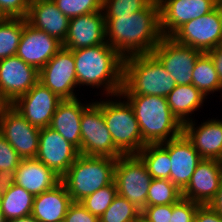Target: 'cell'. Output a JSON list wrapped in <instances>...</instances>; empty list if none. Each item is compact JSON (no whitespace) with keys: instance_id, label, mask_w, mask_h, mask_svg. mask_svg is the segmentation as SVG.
<instances>
[{"instance_id":"8d00e7d4","label":"cell","mask_w":222,"mask_h":222,"mask_svg":"<svg viewBox=\"0 0 222 222\" xmlns=\"http://www.w3.org/2000/svg\"><path fill=\"white\" fill-rule=\"evenodd\" d=\"M30 0H0V17L26 18Z\"/></svg>"},{"instance_id":"f546056e","label":"cell","mask_w":222,"mask_h":222,"mask_svg":"<svg viewBox=\"0 0 222 222\" xmlns=\"http://www.w3.org/2000/svg\"><path fill=\"white\" fill-rule=\"evenodd\" d=\"M24 26L25 18L0 17V60L16 55Z\"/></svg>"},{"instance_id":"9c48e42d","label":"cell","mask_w":222,"mask_h":222,"mask_svg":"<svg viewBox=\"0 0 222 222\" xmlns=\"http://www.w3.org/2000/svg\"><path fill=\"white\" fill-rule=\"evenodd\" d=\"M0 133L22 159L36 158L40 128L31 125L11 104L0 110Z\"/></svg>"},{"instance_id":"9a60e30c","label":"cell","mask_w":222,"mask_h":222,"mask_svg":"<svg viewBox=\"0 0 222 222\" xmlns=\"http://www.w3.org/2000/svg\"><path fill=\"white\" fill-rule=\"evenodd\" d=\"M80 155L79 150L52 128H40L36 159L62 177Z\"/></svg>"},{"instance_id":"4316f807","label":"cell","mask_w":222,"mask_h":222,"mask_svg":"<svg viewBox=\"0 0 222 222\" xmlns=\"http://www.w3.org/2000/svg\"><path fill=\"white\" fill-rule=\"evenodd\" d=\"M35 196L23 187L13 184L0 197V208L6 220L24 217L32 214Z\"/></svg>"},{"instance_id":"ac0fdd59","label":"cell","mask_w":222,"mask_h":222,"mask_svg":"<svg viewBox=\"0 0 222 222\" xmlns=\"http://www.w3.org/2000/svg\"><path fill=\"white\" fill-rule=\"evenodd\" d=\"M160 145L169 153L171 160L170 181L182 192L202 158L183 133Z\"/></svg>"},{"instance_id":"3957f363","label":"cell","mask_w":222,"mask_h":222,"mask_svg":"<svg viewBox=\"0 0 222 222\" xmlns=\"http://www.w3.org/2000/svg\"><path fill=\"white\" fill-rule=\"evenodd\" d=\"M132 107L147 144H161L182 134L183 124L171 112L167 98L155 95H120Z\"/></svg>"},{"instance_id":"8992f818","label":"cell","mask_w":222,"mask_h":222,"mask_svg":"<svg viewBox=\"0 0 222 222\" xmlns=\"http://www.w3.org/2000/svg\"><path fill=\"white\" fill-rule=\"evenodd\" d=\"M102 99L101 111L115 147L123 155H137L144 140L131 105L120 94Z\"/></svg>"},{"instance_id":"7402d4cb","label":"cell","mask_w":222,"mask_h":222,"mask_svg":"<svg viewBox=\"0 0 222 222\" xmlns=\"http://www.w3.org/2000/svg\"><path fill=\"white\" fill-rule=\"evenodd\" d=\"M83 103L79 98L62 100L50 123V128L57 131L65 140L81 149V117L83 111L93 102Z\"/></svg>"},{"instance_id":"7bdbcfd3","label":"cell","mask_w":222,"mask_h":222,"mask_svg":"<svg viewBox=\"0 0 222 222\" xmlns=\"http://www.w3.org/2000/svg\"><path fill=\"white\" fill-rule=\"evenodd\" d=\"M212 59L222 83V44L206 52Z\"/></svg>"},{"instance_id":"f907efd6","label":"cell","mask_w":222,"mask_h":222,"mask_svg":"<svg viewBox=\"0 0 222 222\" xmlns=\"http://www.w3.org/2000/svg\"><path fill=\"white\" fill-rule=\"evenodd\" d=\"M35 1H39V0H30V3L35 2Z\"/></svg>"},{"instance_id":"5bb4252c","label":"cell","mask_w":222,"mask_h":222,"mask_svg":"<svg viewBox=\"0 0 222 222\" xmlns=\"http://www.w3.org/2000/svg\"><path fill=\"white\" fill-rule=\"evenodd\" d=\"M39 81V71L18 56L0 60V97L12 104Z\"/></svg>"},{"instance_id":"7dc6e473","label":"cell","mask_w":222,"mask_h":222,"mask_svg":"<svg viewBox=\"0 0 222 222\" xmlns=\"http://www.w3.org/2000/svg\"><path fill=\"white\" fill-rule=\"evenodd\" d=\"M134 222H149L144 216L140 215Z\"/></svg>"},{"instance_id":"5b68a950","label":"cell","mask_w":222,"mask_h":222,"mask_svg":"<svg viewBox=\"0 0 222 222\" xmlns=\"http://www.w3.org/2000/svg\"><path fill=\"white\" fill-rule=\"evenodd\" d=\"M116 160L110 157L79 155L61 177L73 202H80L114 182Z\"/></svg>"},{"instance_id":"603a6c76","label":"cell","mask_w":222,"mask_h":222,"mask_svg":"<svg viewBox=\"0 0 222 222\" xmlns=\"http://www.w3.org/2000/svg\"><path fill=\"white\" fill-rule=\"evenodd\" d=\"M27 22L34 28L45 31L61 43L64 42L70 19L64 15L52 0L30 3Z\"/></svg>"},{"instance_id":"4fadbf2b","label":"cell","mask_w":222,"mask_h":222,"mask_svg":"<svg viewBox=\"0 0 222 222\" xmlns=\"http://www.w3.org/2000/svg\"><path fill=\"white\" fill-rule=\"evenodd\" d=\"M62 99L38 81L27 93L11 105L31 124L38 128L50 126Z\"/></svg>"},{"instance_id":"8fae6325","label":"cell","mask_w":222,"mask_h":222,"mask_svg":"<svg viewBox=\"0 0 222 222\" xmlns=\"http://www.w3.org/2000/svg\"><path fill=\"white\" fill-rule=\"evenodd\" d=\"M39 81L62 100L78 98V95H76L78 84L73 52L62 47L41 68Z\"/></svg>"},{"instance_id":"ffe728a7","label":"cell","mask_w":222,"mask_h":222,"mask_svg":"<svg viewBox=\"0 0 222 222\" xmlns=\"http://www.w3.org/2000/svg\"><path fill=\"white\" fill-rule=\"evenodd\" d=\"M222 179V161L202 159L191 176L182 198L208 205L217 194Z\"/></svg>"},{"instance_id":"e575fe53","label":"cell","mask_w":222,"mask_h":222,"mask_svg":"<svg viewBox=\"0 0 222 222\" xmlns=\"http://www.w3.org/2000/svg\"><path fill=\"white\" fill-rule=\"evenodd\" d=\"M69 19L102 11L103 0H52Z\"/></svg>"},{"instance_id":"52a82bcc","label":"cell","mask_w":222,"mask_h":222,"mask_svg":"<svg viewBox=\"0 0 222 222\" xmlns=\"http://www.w3.org/2000/svg\"><path fill=\"white\" fill-rule=\"evenodd\" d=\"M152 179L138 155H122L117 158L114 170L117 194L141 211L147 206V194Z\"/></svg>"},{"instance_id":"d590c367","label":"cell","mask_w":222,"mask_h":222,"mask_svg":"<svg viewBox=\"0 0 222 222\" xmlns=\"http://www.w3.org/2000/svg\"><path fill=\"white\" fill-rule=\"evenodd\" d=\"M199 205V203L181 198L177 203L172 204L170 222H193Z\"/></svg>"},{"instance_id":"681fc988","label":"cell","mask_w":222,"mask_h":222,"mask_svg":"<svg viewBox=\"0 0 222 222\" xmlns=\"http://www.w3.org/2000/svg\"><path fill=\"white\" fill-rule=\"evenodd\" d=\"M6 105L3 99L0 97V110Z\"/></svg>"},{"instance_id":"d6986e66","label":"cell","mask_w":222,"mask_h":222,"mask_svg":"<svg viewBox=\"0 0 222 222\" xmlns=\"http://www.w3.org/2000/svg\"><path fill=\"white\" fill-rule=\"evenodd\" d=\"M104 43H106V21L103 11H99L71 18L62 47L76 50Z\"/></svg>"},{"instance_id":"83f0119b","label":"cell","mask_w":222,"mask_h":222,"mask_svg":"<svg viewBox=\"0 0 222 222\" xmlns=\"http://www.w3.org/2000/svg\"><path fill=\"white\" fill-rule=\"evenodd\" d=\"M192 84L207 98L214 92H222V83L214 63L207 53H202L194 66ZM222 98V93L220 95Z\"/></svg>"},{"instance_id":"277c9868","label":"cell","mask_w":222,"mask_h":222,"mask_svg":"<svg viewBox=\"0 0 222 222\" xmlns=\"http://www.w3.org/2000/svg\"><path fill=\"white\" fill-rule=\"evenodd\" d=\"M176 85L173 77L152 53L129 56L123 60L120 95L167 97Z\"/></svg>"},{"instance_id":"b9f144b4","label":"cell","mask_w":222,"mask_h":222,"mask_svg":"<svg viewBox=\"0 0 222 222\" xmlns=\"http://www.w3.org/2000/svg\"><path fill=\"white\" fill-rule=\"evenodd\" d=\"M16 169L0 171V196L5 194L15 184Z\"/></svg>"},{"instance_id":"484cf974","label":"cell","mask_w":222,"mask_h":222,"mask_svg":"<svg viewBox=\"0 0 222 222\" xmlns=\"http://www.w3.org/2000/svg\"><path fill=\"white\" fill-rule=\"evenodd\" d=\"M166 98L171 112L182 124L193 120L195 112L202 108L208 99L193 84L176 85Z\"/></svg>"},{"instance_id":"44dd1931","label":"cell","mask_w":222,"mask_h":222,"mask_svg":"<svg viewBox=\"0 0 222 222\" xmlns=\"http://www.w3.org/2000/svg\"><path fill=\"white\" fill-rule=\"evenodd\" d=\"M208 118L197 125L193 119L183 124L182 133L202 159L222 161V118Z\"/></svg>"},{"instance_id":"d6a6232c","label":"cell","mask_w":222,"mask_h":222,"mask_svg":"<svg viewBox=\"0 0 222 222\" xmlns=\"http://www.w3.org/2000/svg\"><path fill=\"white\" fill-rule=\"evenodd\" d=\"M116 196L117 188L115 182H113L85 197L79 203L91 214L100 218Z\"/></svg>"},{"instance_id":"ba28073f","label":"cell","mask_w":222,"mask_h":222,"mask_svg":"<svg viewBox=\"0 0 222 222\" xmlns=\"http://www.w3.org/2000/svg\"><path fill=\"white\" fill-rule=\"evenodd\" d=\"M81 149L85 156L117 159L123 154L115 147L101 111V99L93 101L82 113Z\"/></svg>"},{"instance_id":"4dcf8cb0","label":"cell","mask_w":222,"mask_h":222,"mask_svg":"<svg viewBox=\"0 0 222 222\" xmlns=\"http://www.w3.org/2000/svg\"><path fill=\"white\" fill-rule=\"evenodd\" d=\"M181 198V190L169 179H152L147 194V206L175 204Z\"/></svg>"},{"instance_id":"ab89813d","label":"cell","mask_w":222,"mask_h":222,"mask_svg":"<svg viewBox=\"0 0 222 222\" xmlns=\"http://www.w3.org/2000/svg\"><path fill=\"white\" fill-rule=\"evenodd\" d=\"M64 222H99V218L91 214L79 202H73L67 210Z\"/></svg>"},{"instance_id":"836d02e7","label":"cell","mask_w":222,"mask_h":222,"mask_svg":"<svg viewBox=\"0 0 222 222\" xmlns=\"http://www.w3.org/2000/svg\"><path fill=\"white\" fill-rule=\"evenodd\" d=\"M152 0H103L104 18L131 15L144 9Z\"/></svg>"},{"instance_id":"6da1fadb","label":"cell","mask_w":222,"mask_h":222,"mask_svg":"<svg viewBox=\"0 0 222 222\" xmlns=\"http://www.w3.org/2000/svg\"><path fill=\"white\" fill-rule=\"evenodd\" d=\"M105 21L106 42L123 58L151 54L163 37L158 0H152L131 15L105 18Z\"/></svg>"},{"instance_id":"1f68e13d","label":"cell","mask_w":222,"mask_h":222,"mask_svg":"<svg viewBox=\"0 0 222 222\" xmlns=\"http://www.w3.org/2000/svg\"><path fill=\"white\" fill-rule=\"evenodd\" d=\"M140 215L141 210L117 194L111 205L99 218V222H134Z\"/></svg>"},{"instance_id":"f6af8a7d","label":"cell","mask_w":222,"mask_h":222,"mask_svg":"<svg viewBox=\"0 0 222 222\" xmlns=\"http://www.w3.org/2000/svg\"><path fill=\"white\" fill-rule=\"evenodd\" d=\"M6 222H39L32 214L24 217L13 218L6 220Z\"/></svg>"},{"instance_id":"74e56055","label":"cell","mask_w":222,"mask_h":222,"mask_svg":"<svg viewBox=\"0 0 222 222\" xmlns=\"http://www.w3.org/2000/svg\"><path fill=\"white\" fill-rule=\"evenodd\" d=\"M22 158L0 133V171L17 169Z\"/></svg>"},{"instance_id":"f1b7e54d","label":"cell","mask_w":222,"mask_h":222,"mask_svg":"<svg viewBox=\"0 0 222 222\" xmlns=\"http://www.w3.org/2000/svg\"><path fill=\"white\" fill-rule=\"evenodd\" d=\"M137 155L145 163L153 179L170 180L171 160L169 153L160 144H147Z\"/></svg>"},{"instance_id":"c3c4849f","label":"cell","mask_w":222,"mask_h":222,"mask_svg":"<svg viewBox=\"0 0 222 222\" xmlns=\"http://www.w3.org/2000/svg\"><path fill=\"white\" fill-rule=\"evenodd\" d=\"M0 222H6V219L4 217V214L2 213V211L0 210Z\"/></svg>"},{"instance_id":"7a4b0ae2","label":"cell","mask_w":222,"mask_h":222,"mask_svg":"<svg viewBox=\"0 0 222 222\" xmlns=\"http://www.w3.org/2000/svg\"><path fill=\"white\" fill-rule=\"evenodd\" d=\"M75 59L78 88H100L104 97L118 95L123 86L124 58L107 42L71 50Z\"/></svg>"},{"instance_id":"7c38bea8","label":"cell","mask_w":222,"mask_h":222,"mask_svg":"<svg viewBox=\"0 0 222 222\" xmlns=\"http://www.w3.org/2000/svg\"><path fill=\"white\" fill-rule=\"evenodd\" d=\"M170 37L203 53L222 44V25L216 7L179 27Z\"/></svg>"},{"instance_id":"bcb514c9","label":"cell","mask_w":222,"mask_h":222,"mask_svg":"<svg viewBox=\"0 0 222 222\" xmlns=\"http://www.w3.org/2000/svg\"><path fill=\"white\" fill-rule=\"evenodd\" d=\"M215 7L218 11L220 21H221V25H222V0H217Z\"/></svg>"},{"instance_id":"60d3db41","label":"cell","mask_w":222,"mask_h":222,"mask_svg":"<svg viewBox=\"0 0 222 222\" xmlns=\"http://www.w3.org/2000/svg\"><path fill=\"white\" fill-rule=\"evenodd\" d=\"M193 222H222V217L209 205H199Z\"/></svg>"},{"instance_id":"ee69618b","label":"cell","mask_w":222,"mask_h":222,"mask_svg":"<svg viewBox=\"0 0 222 222\" xmlns=\"http://www.w3.org/2000/svg\"><path fill=\"white\" fill-rule=\"evenodd\" d=\"M208 205L222 217V179L217 194Z\"/></svg>"},{"instance_id":"e0dca14e","label":"cell","mask_w":222,"mask_h":222,"mask_svg":"<svg viewBox=\"0 0 222 222\" xmlns=\"http://www.w3.org/2000/svg\"><path fill=\"white\" fill-rule=\"evenodd\" d=\"M62 48V43L45 31L31 26L25 18V26L16 56L38 71Z\"/></svg>"},{"instance_id":"30bf717a","label":"cell","mask_w":222,"mask_h":222,"mask_svg":"<svg viewBox=\"0 0 222 222\" xmlns=\"http://www.w3.org/2000/svg\"><path fill=\"white\" fill-rule=\"evenodd\" d=\"M203 52L163 36L152 54L161 62L177 85L192 84L193 69Z\"/></svg>"},{"instance_id":"f35d334b","label":"cell","mask_w":222,"mask_h":222,"mask_svg":"<svg viewBox=\"0 0 222 222\" xmlns=\"http://www.w3.org/2000/svg\"><path fill=\"white\" fill-rule=\"evenodd\" d=\"M172 214V204L146 206L141 215L149 222H170Z\"/></svg>"},{"instance_id":"2e32d148","label":"cell","mask_w":222,"mask_h":222,"mask_svg":"<svg viewBox=\"0 0 222 222\" xmlns=\"http://www.w3.org/2000/svg\"><path fill=\"white\" fill-rule=\"evenodd\" d=\"M216 1L158 0L162 35L171 36L184 23L206 15L215 8Z\"/></svg>"},{"instance_id":"cb8c5ba5","label":"cell","mask_w":222,"mask_h":222,"mask_svg":"<svg viewBox=\"0 0 222 222\" xmlns=\"http://www.w3.org/2000/svg\"><path fill=\"white\" fill-rule=\"evenodd\" d=\"M61 177L36 158L22 159L15 171V184L36 196L52 189Z\"/></svg>"},{"instance_id":"d4e9b609","label":"cell","mask_w":222,"mask_h":222,"mask_svg":"<svg viewBox=\"0 0 222 222\" xmlns=\"http://www.w3.org/2000/svg\"><path fill=\"white\" fill-rule=\"evenodd\" d=\"M73 203L62 182L34 198L32 215L39 222H61Z\"/></svg>"}]
</instances>
